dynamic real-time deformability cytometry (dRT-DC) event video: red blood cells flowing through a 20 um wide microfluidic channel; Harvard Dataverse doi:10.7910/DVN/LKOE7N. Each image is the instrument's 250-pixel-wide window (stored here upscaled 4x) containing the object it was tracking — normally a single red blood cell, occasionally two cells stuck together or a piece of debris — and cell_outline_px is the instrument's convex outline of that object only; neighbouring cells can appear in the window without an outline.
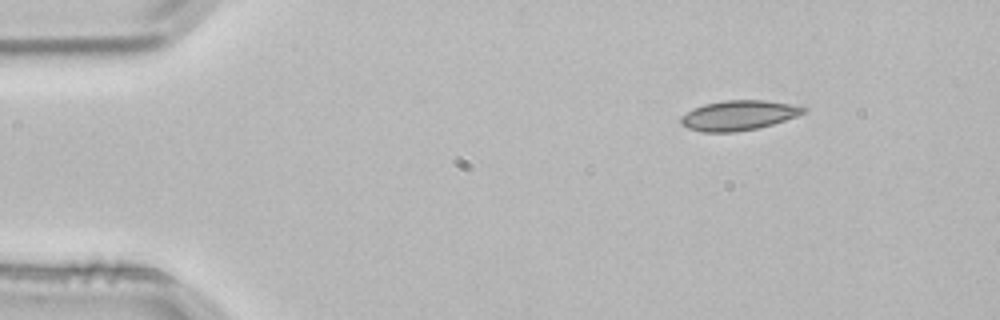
{"species": "common noctule bat (a hibernating species)", "species_latin": "Nyctalus noctula", "temperature_condition": "room temperature", "stored_images_in_passage": 2, "camera_frame_rate_fps": 3000, "um_per_image_px": 0.085, "animal": {"sex": "male", "body_mass_g": 21.5, "forearm_length_mm": 52.0}, "frame": {"image": 1, "passage_image": 1, "time_ms": 0.0, "image_size_px": [1000, 320], "cell_outline_px": [[808, 108], [804, 112], [796, 116], [772, 124], [756, 128], [736, 132], [704, 132], [688, 128], [680, 124], [680, 116], [692, 108], [704, 104], [724, 100], [764, 100], [792, 104]], "centroid_in_image_um": [62.73, 9.8], "position_along_channel_um": 22.3, "area_um2": 21.33}}